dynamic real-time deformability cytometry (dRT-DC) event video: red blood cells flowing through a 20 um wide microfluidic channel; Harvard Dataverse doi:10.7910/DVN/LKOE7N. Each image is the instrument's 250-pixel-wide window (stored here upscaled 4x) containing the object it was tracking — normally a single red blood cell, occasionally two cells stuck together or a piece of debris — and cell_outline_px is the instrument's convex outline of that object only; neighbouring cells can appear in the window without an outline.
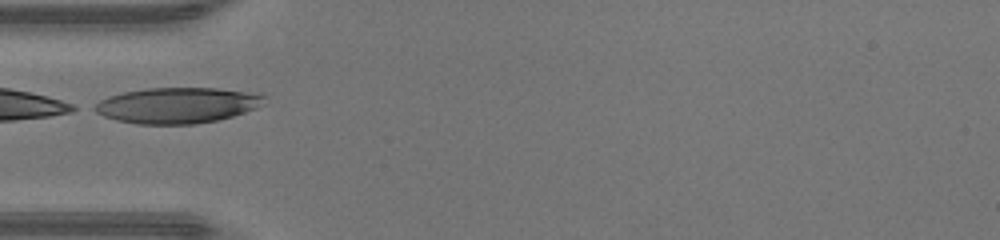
{"species": "human", "species_latin": "Homo sapiens", "temperature_condition": "warm", "stored_images_in_passage": 25, "camera_frame_rate_fps": 3000, "um_per_image_px": 0.085, "donor": {"sex": "male"}, "frame": {"image": 1, "passage_image": 1, "time_ms": 0.0, "image_size_px": [1000, 240], "cell_outline_px": [[264, 96], [256, 108], [232, 116], [216, 120], [196, 124], [136, 124], [116, 120], [104, 116], [88, 108], [100, 100], [108, 96], [124, 92], [148, 88], [216, 88], [260, 92]], "centroid_in_image_um": [15.01, 8.95], "position_along_channel_um": 70.0, "area_um2": 35.43}}
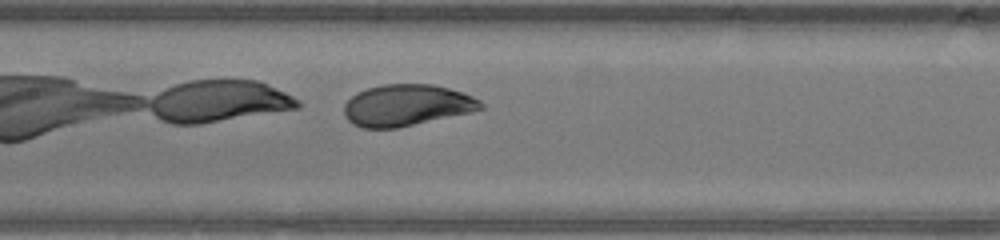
{"frame": {"image": 2, "passage_image": 8, "time_ms": 2.333, "image_size_px": [1000, 240], "cell_outline_px": [[484, 108], [472, 112], [396, 128], [360, 128], [352, 124], [344, 116], [344, 104], [356, 92], [368, 88], [384, 84], [432, 84], [464, 92], [480, 100], [484, 104]], "centroid_in_image_um": [34.56, 8.95], "position_along_channel_um": 172.8, "area_um2": 33.18}}
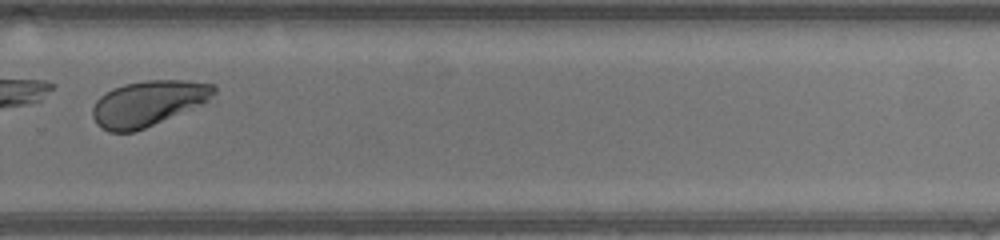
{"frame": {"image": 3, "passage_image": 18, "time_ms": 5.667, "image_size_px": [1000, 240], "cell_outline_px": [[216, 92], [208, 100], [200, 104], [144, 128], [132, 132], [108, 132], [96, 124], [92, 116], [92, 108], [96, 100], [100, 96], [112, 88], [124, 84], [144, 80], [188, 80], [216, 84]], "centroid_in_image_um": [12.55, 8.76], "position_along_channel_um": 317.2, "area_um2": 31.96}}